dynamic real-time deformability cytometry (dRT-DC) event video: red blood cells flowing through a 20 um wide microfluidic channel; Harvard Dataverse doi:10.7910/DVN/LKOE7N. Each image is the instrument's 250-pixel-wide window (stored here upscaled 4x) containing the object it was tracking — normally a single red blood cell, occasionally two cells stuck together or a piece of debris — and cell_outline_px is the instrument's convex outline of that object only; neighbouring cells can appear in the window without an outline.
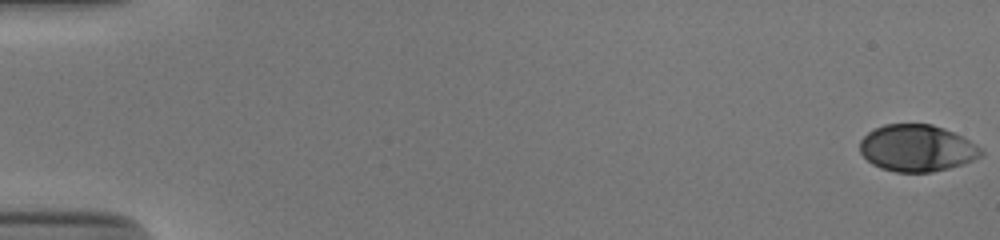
{"species": "human", "species_latin": "Homo sapiens", "temperature_condition": "cold", "stored_images_in_passage": 54, "camera_frame_rate_fps": 3000, "um_per_image_px": 0.085, "donor": {"sex": "male"}, "frame": {"image": 1, "passage_image": 1, "time_ms": 0.0, "image_size_px": [1000, 240], "cell_outline_px": [[984, 152], [980, 156], [964, 164], [932, 172], [896, 172], [880, 168], [872, 164], [860, 152], [860, 140], [868, 132], [884, 124], [932, 124], [944, 128], [976, 144]], "centroid_in_image_um": [77.92, 12.59], "position_along_channel_um": 7.1, "area_um2": 32.89}}
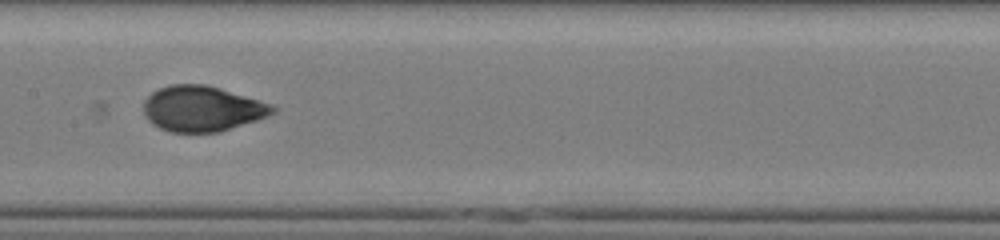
{"frame": {"image": 2, "passage_image": 29, "time_ms": 9.333, "image_size_px": [1000, 240], "cell_outline_px": [[276, 112], [268, 116], [220, 132], [172, 132], [160, 128], [152, 124], [144, 116], [144, 100], [152, 92], [160, 88], [172, 84], [204, 84], [220, 88], [272, 104], [276, 108]], "centroid_in_image_um": [17.18, 9.24], "position_along_channel_um": 190.2, "area_um2": 34.16}}
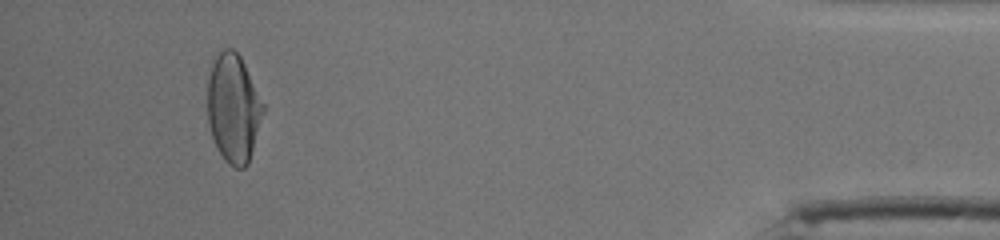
{"frame": {"image": 3, "passage_image": 51, "time_ms": 16.667, "image_size_px": [1000, 240], "cell_outline_px": [[264, 112], [248, 164], [244, 168], [236, 168], [228, 164], [224, 160], [212, 136], [208, 120], [208, 76], [212, 56], [224, 48], [232, 48], [240, 56], [264, 104]], "centroid_in_image_um": [19.83, 9.16], "position_along_channel_um": 415.4, "area_um2": 35.2}, "authors_computed_cell_mechanics": {"area_um2": 34.1598, "velocity_mm_per_s": 3.8805, "shape_relaxation_time_tau1_ms": 5.017, "shape_relaxation_time_tau2_ms": null, "deformation_change_tau1": 0.1814, "deformation_change_tau2": null}}